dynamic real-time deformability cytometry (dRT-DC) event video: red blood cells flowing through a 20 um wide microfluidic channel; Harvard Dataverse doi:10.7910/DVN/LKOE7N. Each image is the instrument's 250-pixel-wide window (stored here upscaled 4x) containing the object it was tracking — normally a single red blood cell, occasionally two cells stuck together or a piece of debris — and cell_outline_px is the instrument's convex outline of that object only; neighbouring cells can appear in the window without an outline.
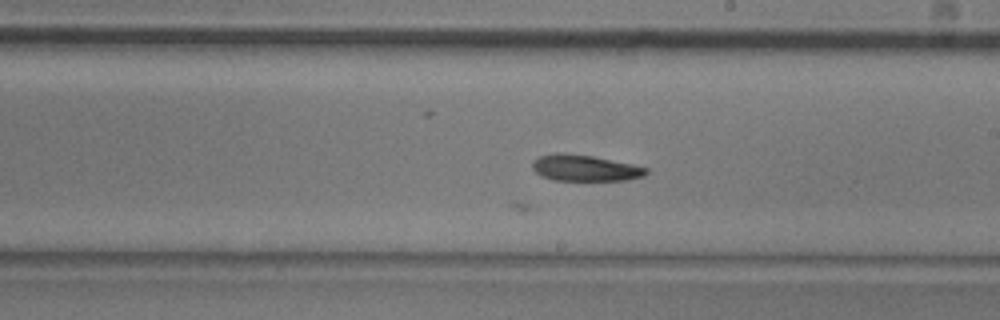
{"species": "common noctule bat (a hibernating species)", "species_latin": "Nyctalus noctula", "temperature_condition": "room temperature", "stored_images_in_passage": 54, "camera_frame_rate_fps": 3000, "um_per_image_px": 0.085, "animal": {"sex": "male", "body_mass_g": 20.5, "forearm_length_mm": 52.5}, "frame": {"image": 1, "passage_image": 30, "time_ms": 9.667, "image_size_px": [1000, 320], "cell_outline_px": [[648, 172], [644, 176], [628, 180], [552, 180], [540, 176], [532, 168], [532, 160], [536, 156], [556, 152], [560, 152], [592, 156], [632, 164], [648, 168]], "centroid_in_image_um": [49.66, 14.27], "position_along_channel_um": 239.3, "area_um2": 17.57}}
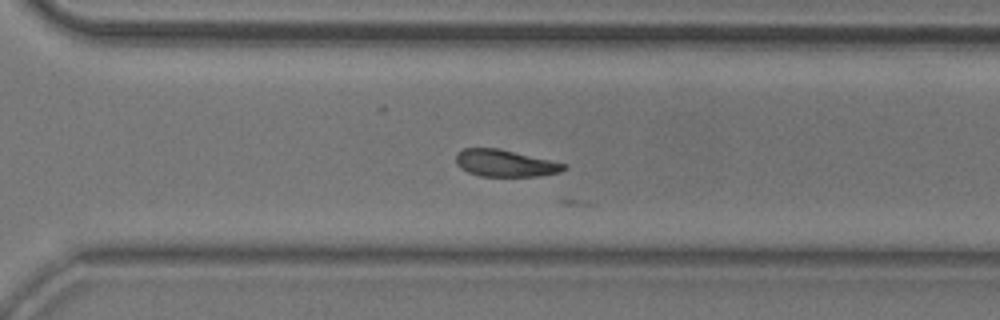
{"frame": {"image": 2, "passage_image": 37, "time_ms": 12.0, "image_size_px": [1000, 320], "cell_outline_px": [[568, 168], [560, 172], [540, 176], [480, 176], [468, 172], [460, 168], [456, 164], [456, 152], [464, 148], [500, 148], [568, 164]], "centroid_in_image_um": [42.95, 13.87], "position_along_channel_um": 327.7, "area_um2": 17.17}}
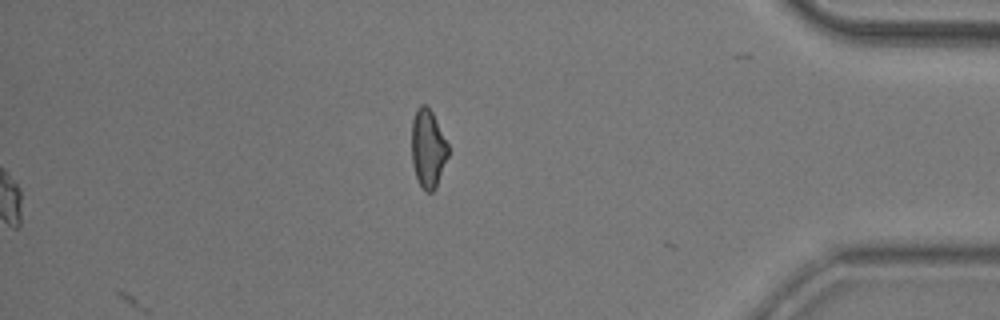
{"frame": {"image": 3, "passage_image": 54, "time_ms": 17.667, "image_size_px": [1000, 320], "cell_outline_px": [[448, 156], [436, 188], [432, 192], [428, 192], [420, 184], [416, 176], [412, 164], [412, 120], [416, 108], [420, 104], [424, 104], [432, 112], [448, 144]], "centroid_in_image_um": [36.37, 12.61], "position_along_channel_um": 398.8, "area_um2": 16.53}}